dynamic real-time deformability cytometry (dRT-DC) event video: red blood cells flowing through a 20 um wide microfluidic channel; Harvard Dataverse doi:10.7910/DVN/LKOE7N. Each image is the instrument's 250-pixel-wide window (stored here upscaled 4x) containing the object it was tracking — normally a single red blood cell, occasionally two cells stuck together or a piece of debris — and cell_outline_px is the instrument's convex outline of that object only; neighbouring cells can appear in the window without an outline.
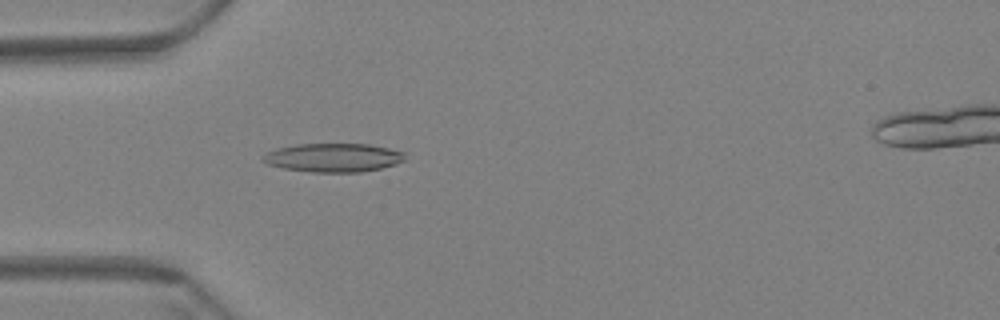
{"species": "Egyptian fruit bat (a non-hibernating species)", "species_latin": "Rousettus aegyptiacus", "temperature_condition": "warm", "stored_images_in_passage": 59, "camera_frame_rate_fps": 3000, "um_per_image_px": 0.085, "animal": {"sex": "female"}, "frame": {"image": 1, "passage_image": 18, "time_ms": 5.667, "image_size_px": [1000, 320], "cell_outline_px": [[404, 160], [396, 164], [380, 168], [360, 172], [312, 172], [284, 168], [268, 164], [260, 160], [268, 152], [276, 148], [296, 144], [368, 144], [388, 148], [404, 152]], "centroid_in_image_um": [28.32, 13.39], "position_along_channel_um": 56.7, "area_um2": 23.58}}
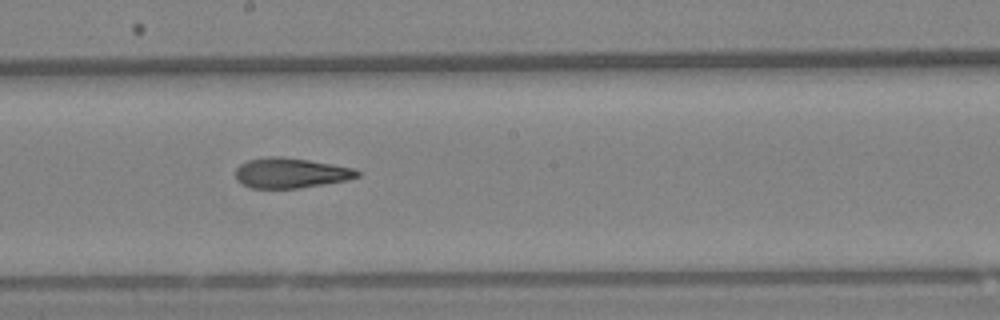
{"frame": {"image": 2, "passage_image": 33, "time_ms": 10.667, "image_size_px": [1000, 320], "cell_outline_px": [[360, 176], [348, 180], [324, 184], [296, 188], [252, 188], [236, 180], [236, 168], [240, 164], [248, 160], [268, 156], [280, 156], [308, 160], [332, 164], [352, 168], [360, 172]], "centroid_in_image_um": [24.7, 14.7], "position_along_channel_um": 223.5, "area_um2": 21.27}}
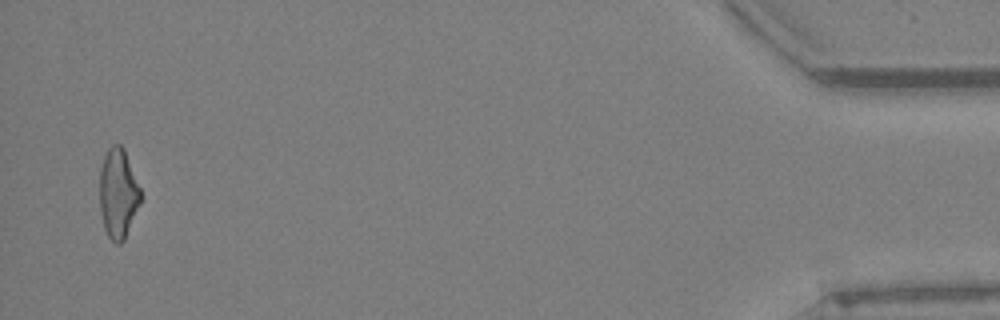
{"frame": {"image": 3, "passage_image": 58, "time_ms": 19.0, "image_size_px": [1000, 320], "cell_outline_px": [[140, 204], [124, 240], [120, 244], [116, 244], [108, 236], [104, 228], [100, 212], [100, 168], [104, 156], [108, 148], [112, 144], [120, 144], [124, 148], [140, 188]], "centroid_in_image_um": [10.03, 16.44], "position_along_channel_um": 425.2, "area_um2": 21.39}, "authors_computed_cell_mechanics": {"area_um2": 22.1952, "velocity_mm_per_s": 3.4561, "shape_relaxation_time_tau1_ms": null, "shape_relaxation_time_tau2_ms": 3.4075, "deformation_change_tau1": null, "deformation_change_tau2": 0.1316}}